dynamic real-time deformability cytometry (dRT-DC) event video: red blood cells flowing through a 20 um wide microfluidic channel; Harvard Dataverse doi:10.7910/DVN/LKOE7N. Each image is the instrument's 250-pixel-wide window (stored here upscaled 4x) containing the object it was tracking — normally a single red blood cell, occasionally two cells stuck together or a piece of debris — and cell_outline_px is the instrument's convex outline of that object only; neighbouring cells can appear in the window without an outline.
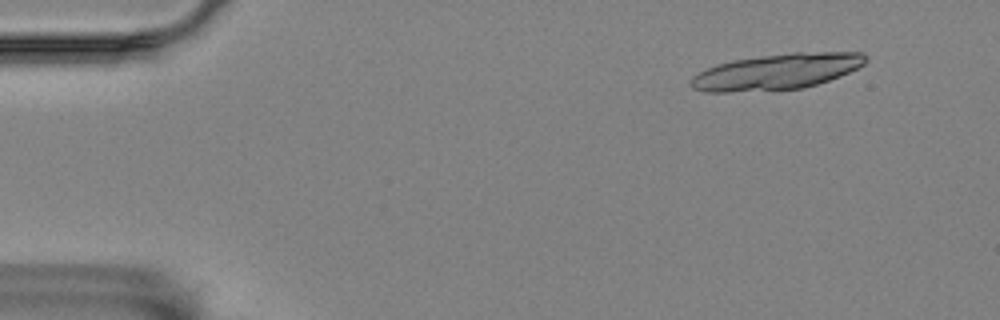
{"species": "Egyptian fruit bat (a non-hibernating species)", "species_latin": "Rousettus aegyptiacus", "temperature_condition": "room temperature", "stored_images_in_passage": 3, "camera_frame_rate_fps": 3000, "um_per_image_px": 0.085, "animal": {"sex": "female"}, "frame": {"image": 1, "passage_image": 1, "time_ms": 0.0, "image_size_px": [1000, 320], "cell_outline_px": [[868, 60], [864, 64], [848, 72], [828, 80], [804, 88], [728, 92], [704, 92], [692, 88], [688, 84], [688, 80], [692, 76], [716, 64], [732, 60], [792, 52], [864, 52], [868, 56]], "centroid_in_image_um": [66.0, 6.08], "position_along_channel_um": 19.0, "area_um2": 36.41}}